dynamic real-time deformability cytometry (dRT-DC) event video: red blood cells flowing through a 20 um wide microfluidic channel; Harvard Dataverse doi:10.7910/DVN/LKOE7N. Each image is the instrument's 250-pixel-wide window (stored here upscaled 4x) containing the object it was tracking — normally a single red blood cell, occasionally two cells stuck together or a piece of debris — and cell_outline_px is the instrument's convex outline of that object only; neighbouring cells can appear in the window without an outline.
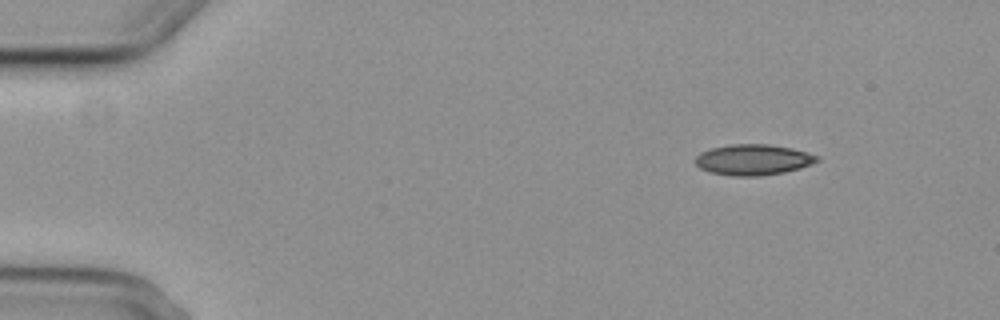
{"species": "common noctule bat (a hibernating species)", "species_latin": "Nyctalus noctula", "temperature_condition": "cold", "stored_images_in_passage": 5, "segment_of_instrument_passage": [2, 2], "camera_frame_rate_fps": 3000, "um_per_image_px": 0.085, "animal": {"sex": "female", "body_mass_g": 29.2, "forearm_length_mm": 56.3}, "frame": {"image": 1, "passage_image": 5, "time_ms": 4.667, "image_size_px": [1000, 320], "cell_outline_px": [[820, 160], [812, 164], [800, 168], [784, 172], [760, 176], [732, 176], [708, 172], [700, 168], [696, 164], [696, 156], [700, 152], [712, 148], [732, 144], [768, 144], [792, 148], [808, 152], [820, 156]], "centroid_in_image_um": [64.04, 13.58], "position_along_channel_um": 21.0, "area_um2": 21.96}}